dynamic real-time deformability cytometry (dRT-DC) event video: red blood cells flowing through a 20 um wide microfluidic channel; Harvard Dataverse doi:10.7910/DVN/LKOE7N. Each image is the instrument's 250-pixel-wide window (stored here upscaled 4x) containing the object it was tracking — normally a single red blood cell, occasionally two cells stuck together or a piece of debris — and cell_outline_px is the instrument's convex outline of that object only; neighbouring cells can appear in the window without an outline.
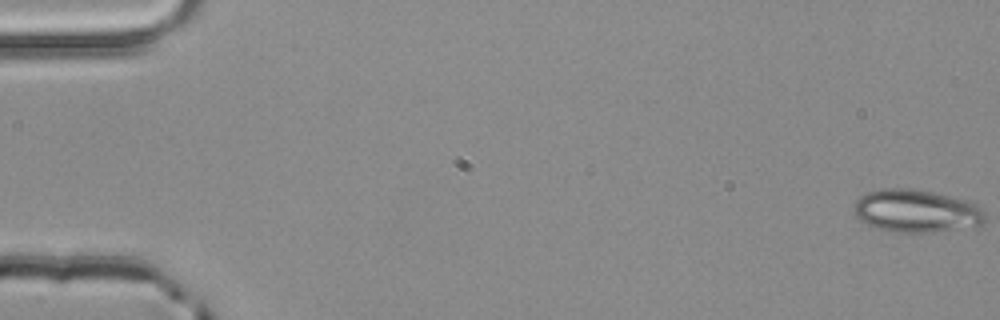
{"species": "common noctule bat (a hibernating species)", "species_latin": "Nyctalus noctula", "temperature_condition": "room temperature", "stored_images_in_passage": 4, "camera_frame_rate_fps": 3000, "um_per_image_px": 0.085, "animal": {"sex": "male", "body_mass_g": 20.4}, "frame": {"image": 1, "passage_image": 1, "time_ms": 0.0, "image_size_px": [1000, 320], "cell_outline_px": [[984, 224], [932, 232], [888, 232], [876, 228], [860, 220], [856, 216], [856, 200], [860, 196], [868, 192], [884, 188], [908, 188], [932, 192], [964, 200], [976, 204], [984, 208]], "centroid_in_image_um": [77.88, 17.94], "position_along_channel_um": 7.1, "area_um2": 32.37}}